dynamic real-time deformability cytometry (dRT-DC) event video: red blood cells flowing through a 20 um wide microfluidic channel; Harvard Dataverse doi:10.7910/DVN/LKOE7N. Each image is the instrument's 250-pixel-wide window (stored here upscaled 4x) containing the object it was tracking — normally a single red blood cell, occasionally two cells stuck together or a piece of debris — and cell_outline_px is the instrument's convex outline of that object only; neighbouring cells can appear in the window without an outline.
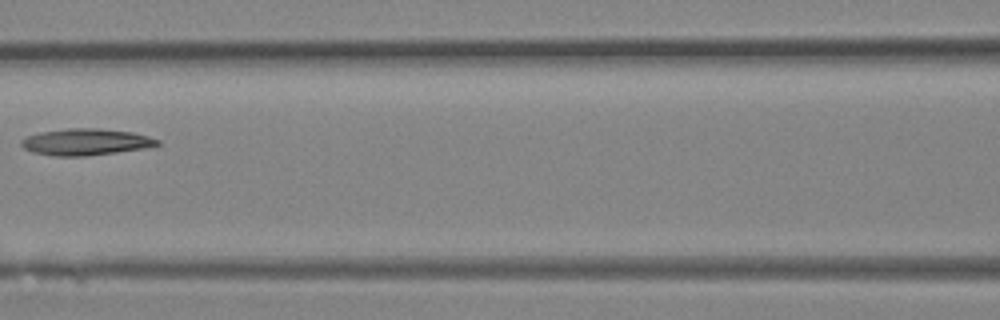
{"species": "Egyptian fruit bat (a non-hibernating species)", "species_latin": "Rousettus aegyptiacus", "temperature_condition": "room temperature", "stored_images_in_passage": 23, "camera_frame_rate_fps": 3000, "um_per_image_px": 0.085, "animal": {"sex": "female"}, "frame": {"image": 1, "passage_image": 10, "time_ms": 3.0, "image_size_px": [1000, 320], "cell_outline_px": [[160, 144], [144, 148], [116, 152], [84, 156], [52, 156], [32, 152], [24, 148], [20, 144], [20, 140], [28, 136], [40, 132], [68, 128], [96, 128], [132, 132], [148, 136], [160, 140]], "centroid_in_image_um": [7.26, 12.06], "position_along_channel_um": 159.3, "area_um2": 20.98}}
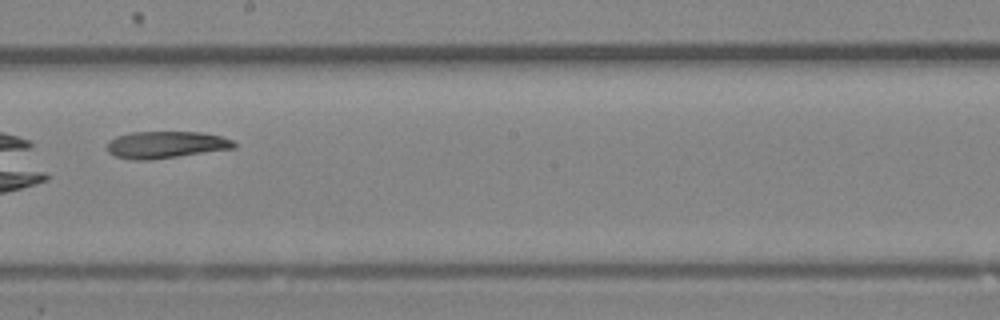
{"frame": {"image": 2, "passage_image": 14, "time_ms": 4.333, "image_size_px": [1000, 320], "cell_outline_px": [[236, 148], [152, 160], [132, 160], [116, 156], [108, 152], [108, 140], [116, 136], [132, 132], [200, 132], [220, 136], [232, 140], [236, 144]], "centroid_in_image_um": [14.09, 12.31], "position_along_channel_um": 234.1, "area_um2": 20.0}}